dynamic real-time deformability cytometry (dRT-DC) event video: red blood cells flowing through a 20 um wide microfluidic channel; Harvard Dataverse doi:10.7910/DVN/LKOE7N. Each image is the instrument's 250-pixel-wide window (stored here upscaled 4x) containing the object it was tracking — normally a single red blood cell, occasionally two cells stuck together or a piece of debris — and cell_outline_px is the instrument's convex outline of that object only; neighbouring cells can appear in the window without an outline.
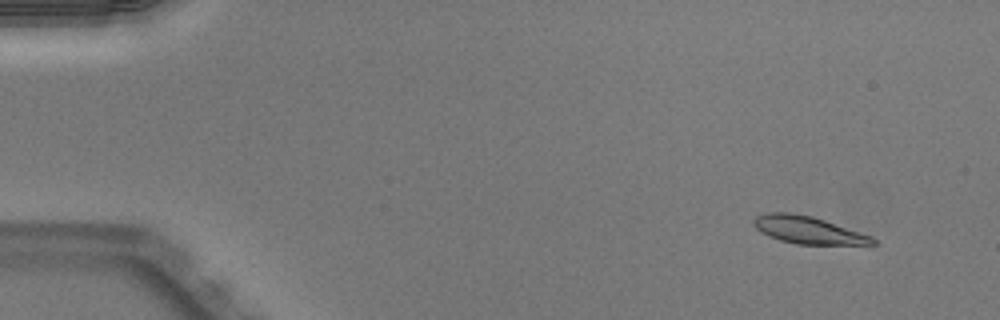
{"species": "Egyptian fruit bat (a non-hibernating species)", "species_latin": "Rousettus aegyptiacus", "temperature_condition": "warm", "stored_images_in_passage": 53, "camera_frame_rate_fps": 3000, "um_per_image_px": 0.085, "animal": {"sex": "male"}, "frame": {"image": 1, "passage_image": 5, "time_ms": 1.333, "image_size_px": [1000, 320], "cell_outline_px": [[880, 244], [796, 244], [780, 240], [768, 236], [760, 232], [752, 224], [752, 220], [756, 216], [768, 212], [788, 212], [812, 216], [872, 236]], "centroid_in_image_um": [68.65, 19.54], "position_along_channel_um": 16.4, "area_um2": 18.96}}
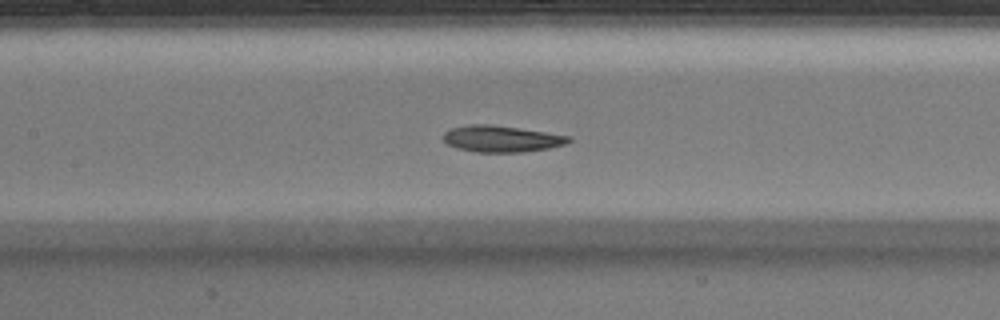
{"frame": {"image": 2, "passage_image": 25, "time_ms": 8.0, "image_size_px": [1000, 320], "cell_outline_px": [[572, 140], [564, 144], [548, 148], [524, 152], [476, 152], [456, 148], [448, 144], [444, 140], [444, 132], [452, 128], [468, 124], [488, 124], [572, 136]], "centroid_in_image_um": [42.61, 11.8], "position_along_channel_um": 164.8, "area_um2": 19.13}}
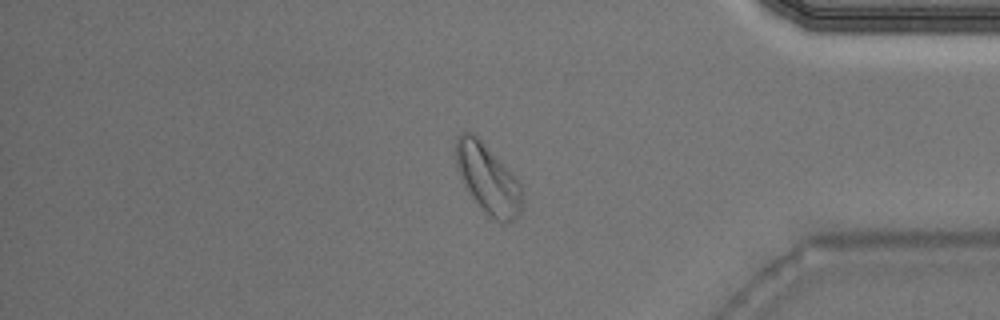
{"frame": {"image": 3, "passage_image": 44, "time_ms": 14.333, "image_size_px": [1000, 320], "cell_outline_px": [[524, 204], [520, 212], [512, 220], [504, 224], [496, 220], [480, 208], [464, 184], [456, 168], [456, 136], [460, 132], [472, 132], [512, 172], [520, 184]], "centroid_in_image_um": [41.47, 15.21], "position_along_channel_um": 393.7, "area_um2": 26.59}}